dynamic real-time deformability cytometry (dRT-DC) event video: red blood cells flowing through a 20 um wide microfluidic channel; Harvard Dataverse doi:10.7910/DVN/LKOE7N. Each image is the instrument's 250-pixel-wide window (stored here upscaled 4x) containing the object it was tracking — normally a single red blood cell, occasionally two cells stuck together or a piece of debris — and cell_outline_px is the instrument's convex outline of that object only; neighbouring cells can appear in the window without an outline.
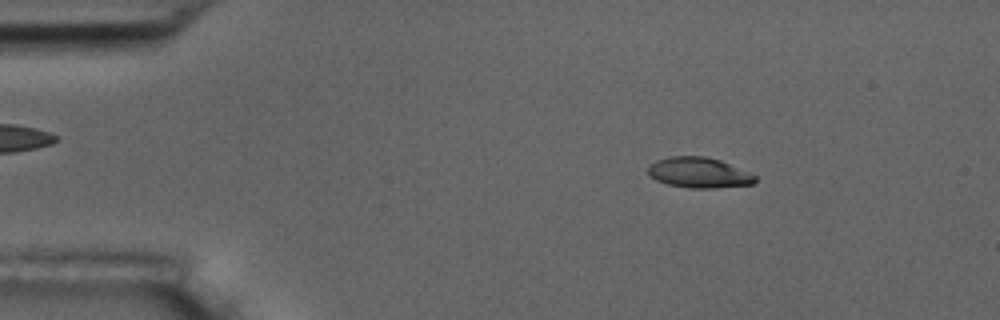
{"species": "common noctule bat (a hibernating species)", "species_latin": "Nyctalus noctula", "temperature_condition": "room temperature", "stored_images_in_passage": 57, "camera_frame_rate_fps": 3000, "um_per_image_px": 0.085, "animal": {"sex": "male", "body_mass_g": 17.5, "forearm_length_mm": 52.3}, "frame": {"image": 1, "passage_image": 9, "time_ms": 2.667, "image_size_px": [1000, 320], "cell_outline_px": [[756, 180], [752, 184], [716, 188], [688, 188], [668, 184], [656, 180], [648, 172], [648, 164], [656, 160], [668, 156], [704, 156], [720, 160], [756, 176]], "centroid_in_image_um": [59.37, 14.67], "position_along_channel_um": 25.6, "area_um2": 18.9}}
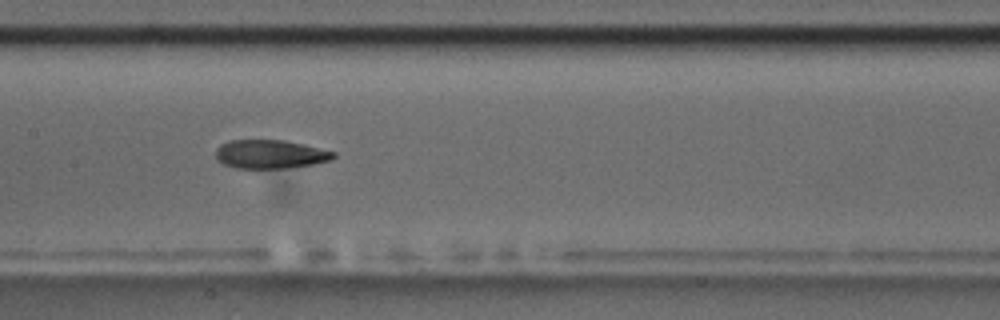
{"frame": {"image": 2, "passage_image": 28, "time_ms": 9.0, "image_size_px": [1000, 320], "cell_outline_px": [[336, 156], [332, 160], [312, 164], [284, 168], [236, 168], [224, 164], [216, 160], [216, 148], [220, 144], [228, 140], [284, 140], [304, 144], [336, 152]], "centroid_in_image_um": [22.96, 13.1], "position_along_channel_um": 184.4, "area_um2": 19.77}}
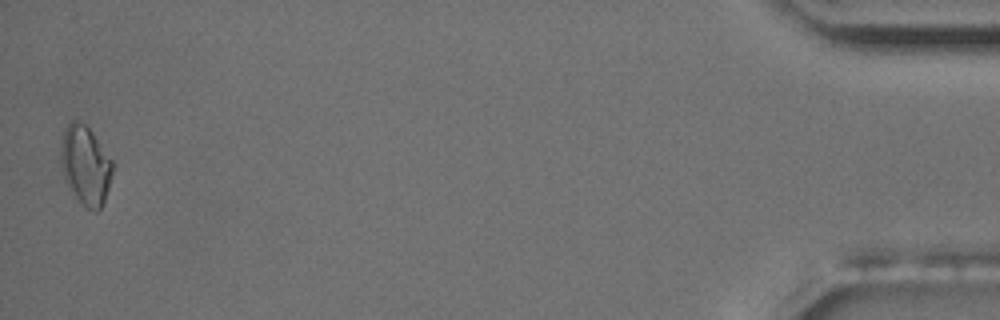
{"frame": {"image": 3, "passage_image": 56, "time_ms": 18.333, "image_size_px": [1000, 320], "cell_outline_px": [[116, 164], [104, 200], [100, 208], [96, 212], [92, 212], [80, 204], [68, 184], [60, 160], [60, 152], [64, 128], [72, 120], [76, 120], [84, 124], [92, 132]], "centroid_in_image_um": [7.3, 14.05], "position_along_channel_um": 427.9, "area_um2": 23.87}, "authors_computed_cell_mechanics": {"area_um2": 20.0566, "velocity_mm_per_s": 3.5742, "shape_relaxation_time_tau1_ms": null, "shape_relaxation_time_tau2_ms": 6.4067, "deformation_change_tau1": null, "deformation_change_tau2": 0.1031}}